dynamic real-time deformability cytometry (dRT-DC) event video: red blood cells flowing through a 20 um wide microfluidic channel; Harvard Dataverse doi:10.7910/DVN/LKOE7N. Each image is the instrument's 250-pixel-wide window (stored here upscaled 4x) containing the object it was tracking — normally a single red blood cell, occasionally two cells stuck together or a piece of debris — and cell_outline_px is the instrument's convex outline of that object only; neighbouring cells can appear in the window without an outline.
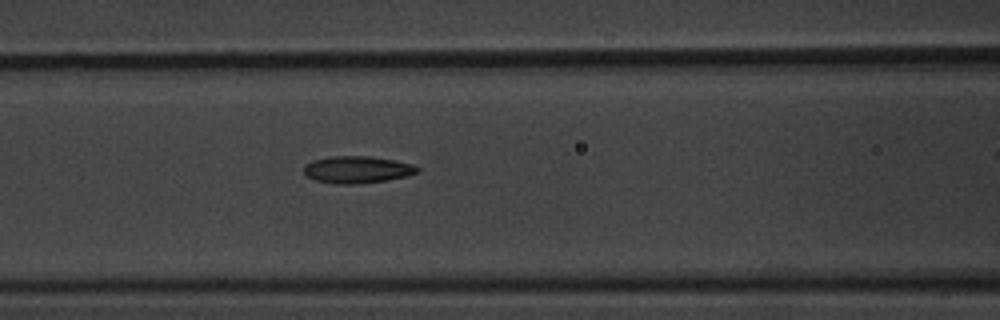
{"species": "common noctule bat (a hibernating species)", "species_latin": "Nyctalus noctula", "temperature_condition": "warm", "stored_images_in_passage": 7, "segment_of_instrument_passage": [1, 2], "camera_frame_rate_fps": 3000, "um_per_image_px": 0.085, "animal": {"sex": "male", "body_mass_g": 20.1, "forearm_length_mm": 53.5}, "frame": {"image": 1, "passage_image": 6, "time_ms": 1.667, "image_size_px": [1000, 320], "cell_outline_px": [[420, 168], [416, 172], [408, 176], [384, 180], [356, 184], [340, 184], [316, 180], [308, 176], [304, 172], [304, 164], [312, 160], [332, 156], [372, 156], [412, 164]], "centroid_in_image_um": [30.34, 14.4], "position_along_channel_um": 136.3, "area_um2": 17.69}}